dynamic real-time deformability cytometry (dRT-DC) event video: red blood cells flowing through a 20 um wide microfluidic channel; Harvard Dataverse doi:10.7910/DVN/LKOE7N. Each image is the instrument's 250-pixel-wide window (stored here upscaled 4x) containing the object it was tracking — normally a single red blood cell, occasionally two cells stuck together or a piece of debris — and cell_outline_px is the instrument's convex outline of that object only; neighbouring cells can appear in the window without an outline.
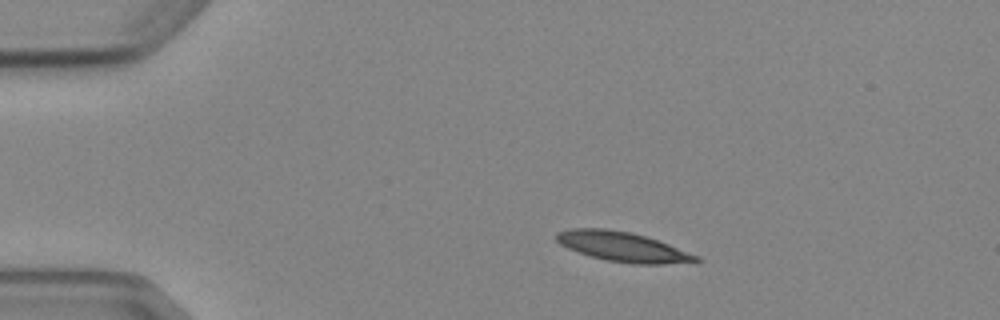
{"species": "Egyptian fruit bat (a non-hibernating species)", "species_latin": "Rousettus aegyptiacus", "temperature_condition": "cold", "stored_images_in_passage": 6, "camera_frame_rate_fps": 3000, "um_per_image_px": 0.085, "animal": {"sex": "female"}, "frame": {"image": 1, "passage_image": 1, "time_ms": 0.0, "image_size_px": [1000, 320], "cell_outline_px": [[704, 260], [664, 264], [632, 264], [604, 260], [568, 248], [560, 244], [556, 240], [556, 232], [568, 228], [604, 228], [632, 232], [668, 244], [700, 256]], "centroid_in_image_um": [52.91, 20.97], "position_along_channel_um": 32.1, "area_um2": 24.1}}
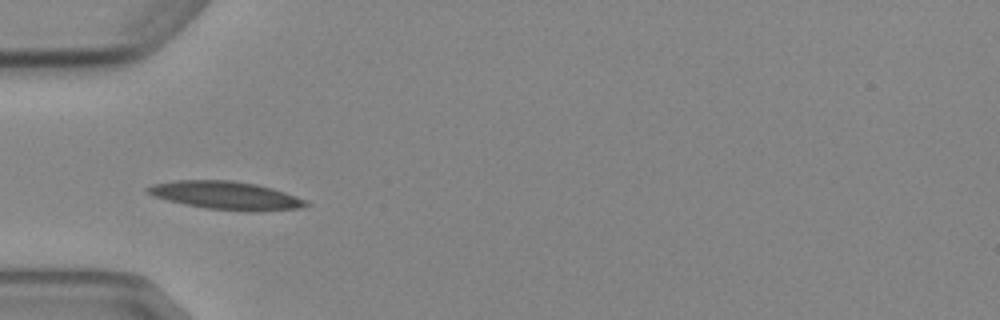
{"frame": {"image": 2, "passage_image": 3, "time_ms": 2.333, "image_size_px": [1000, 320], "cell_outline_px": [[312, 204], [300, 208], [208, 208], [184, 204], [168, 200], [156, 196], [148, 192], [144, 188], [152, 184], [176, 180], [232, 180], [256, 184], [272, 188], [308, 200]], "centroid_in_image_um": [19.13, 16.54], "position_along_channel_um": 65.9, "area_um2": 24.57}}
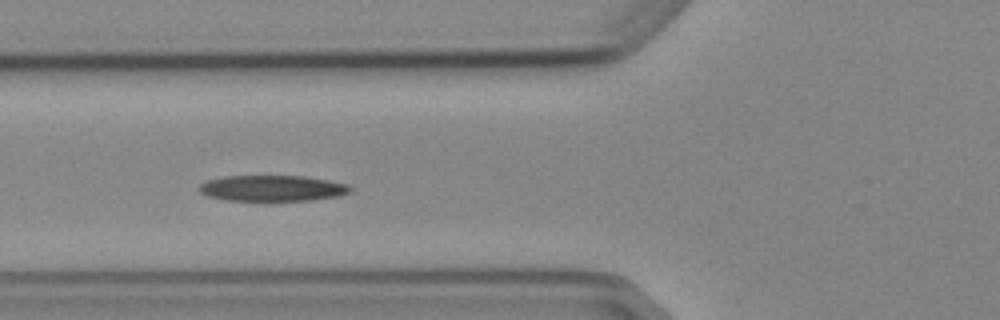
{"frame": {"image": 3, "passage_image": 4, "time_ms": 3.333, "image_size_px": [1000, 320], "cell_outline_px": [[352, 192], [340, 196], [312, 200], [268, 204], [264, 204], [228, 200], [208, 196], [200, 192], [196, 188], [200, 184], [208, 180], [224, 176], [304, 176], [328, 180], [348, 184], [352, 188]], "centroid_in_image_um": [23.16, 16.05], "position_along_channel_um": 102.6, "area_um2": 24.1}}